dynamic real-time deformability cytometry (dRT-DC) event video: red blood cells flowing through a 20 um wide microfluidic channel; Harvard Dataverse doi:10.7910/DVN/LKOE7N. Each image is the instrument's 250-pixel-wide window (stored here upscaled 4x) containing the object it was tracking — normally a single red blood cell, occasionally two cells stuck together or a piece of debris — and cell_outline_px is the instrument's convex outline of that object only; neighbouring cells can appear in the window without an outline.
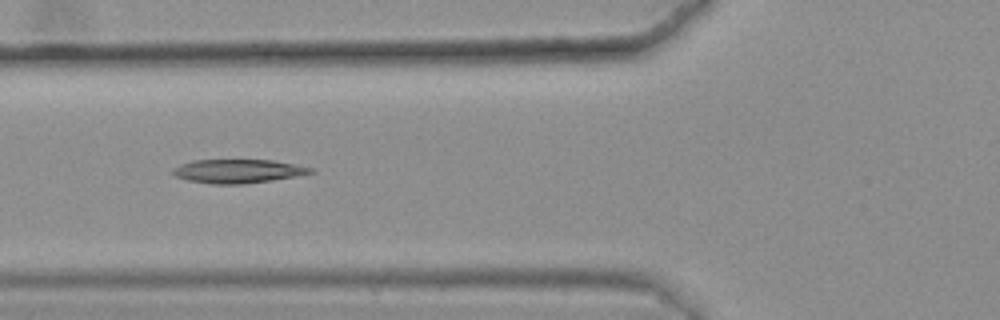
{"species": "common noctule bat (a hibernating species)", "species_latin": "Nyctalus noctula", "temperature_condition": "warm", "stored_images_in_passage": 39, "camera_frame_rate_fps": 3000, "um_per_image_px": 0.085, "animal": {"sex": "female", "body_mass_g": 25.1}, "frame": {"image": 1, "passage_image": 12, "time_ms": 3.667, "image_size_px": [1000, 320], "cell_outline_px": [[316, 172], [272, 180], [244, 184], [212, 184], [188, 180], [176, 176], [172, 172], [172, 168], [180, 164], [192, 160], [272, 160], [312, 168]], "centroid_in_image_um": [20.18, 14.55], "position_along_channel_um": 105.6, "area_um2": 18.9}}